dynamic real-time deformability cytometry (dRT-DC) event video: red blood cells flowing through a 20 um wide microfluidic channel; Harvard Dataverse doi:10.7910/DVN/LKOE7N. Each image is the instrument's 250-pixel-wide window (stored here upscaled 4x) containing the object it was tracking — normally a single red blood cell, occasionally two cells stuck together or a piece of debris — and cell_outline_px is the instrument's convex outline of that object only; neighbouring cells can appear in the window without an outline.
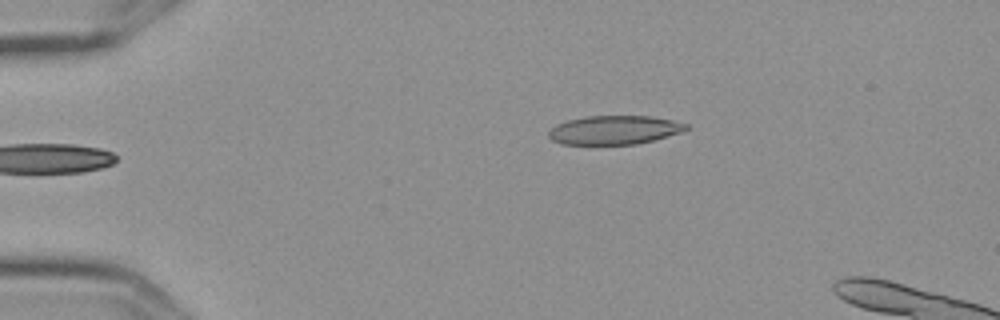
{"species": "Egyptian fruit bat (a non-hibernating species)", "species_latin": "Rousettus aegyptiacus", "temperature_condition": "cold", "stored_images_in_passage": 5, "camera_frame_rate_fps": 3000, "um_per_image_px": 0.085, "frame": {"image": 1, "passage_image": 5, "time_ms": 1.333, "image_size_px": [1000, 320], "cell_outline_px": [[692, 128], [680, 132], [652, 140], [636, 144], [560, 144], [552, 140], [548, 136], [548, 132], [556, 124], [568, 120], [588, 116], [652, 116], [672, 120], [688, 124]], "centroid_in_image_um": [52.22, 11.04], "position_along_channel_um": 32.8, "area_um2": 23.0}}